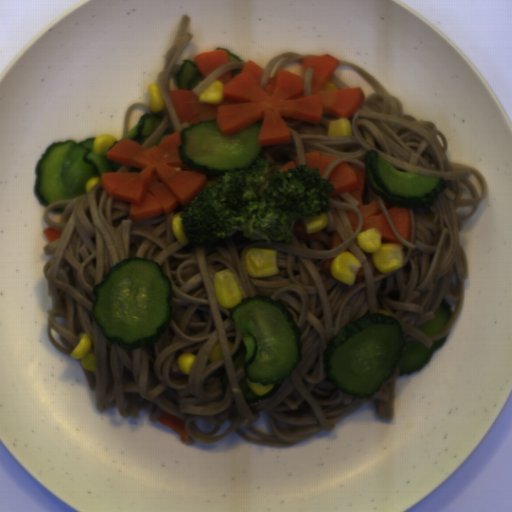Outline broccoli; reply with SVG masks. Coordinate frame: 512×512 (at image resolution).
Returning a JSON list of instances; mask_svg holds the SVG:
<instances>
[{
  "label": "broccoli",
  "mask_w": 512,
  "mask_h": 512,
  "mask_svg": "<svg viewBox=\"0 0 512 512\" xmlns=\"http://www.w3.org/2000/svg\"><path fill=\"white\" fill-rule=\"evenodd\" d=\"M272 163L257 157L251 167L225 172L187 203L180 214L188 243L200 247L240 231L250 241L284 240L292 243L300 219L318 217L330 209L334 184L319 168L300 164L285 171L269 172Z\"/></svg>",
  "instance_id": "broccoli-1"
}]
</instances>
